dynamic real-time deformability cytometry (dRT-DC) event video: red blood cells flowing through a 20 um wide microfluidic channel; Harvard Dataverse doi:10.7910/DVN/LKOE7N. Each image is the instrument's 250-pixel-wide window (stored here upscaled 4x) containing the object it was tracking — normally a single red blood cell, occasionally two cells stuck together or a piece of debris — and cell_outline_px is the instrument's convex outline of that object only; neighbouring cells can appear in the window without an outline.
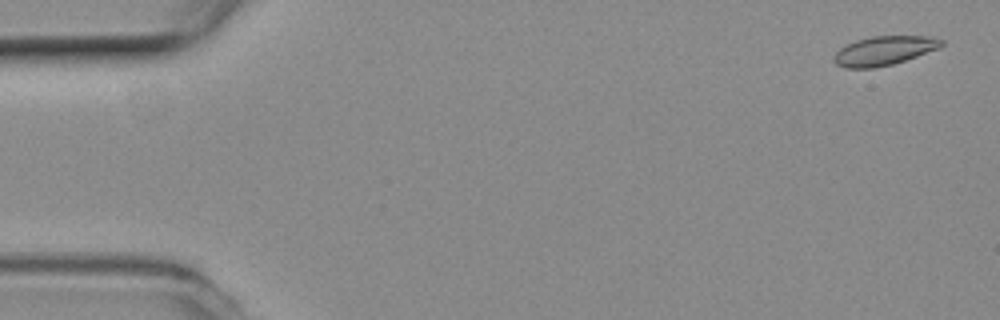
{"species": "common noctule bat (a hibernating species)", "species_latin": "Nyctalus noctula", "temperature_condition": "room temperature", "stored_images_in_passage": 54, "camera_frame_rate_fps": 3000, "um_per_image_px": 0.085, "animal": {"sex": "female", "body_mass_g": 19.3, "forearm_length_mm": 54.1}, "frame": {"image": 1, "passage_image": 2, "time_ms": 0.333, "image_size_px": [1000, 320], "cell_outline_px": [[944, 44], [940, 48], [892, 64], [872, 68], [848, 68], [836, 64], [832, 60], [832, 56], [844, 44], [856, 40], [872, 36], [928, 36], [944, 40]], "centroid_in_image_um": [75.12, 4.3], "position_along_channel_um": 9.9, "area_um2": 18.26}}
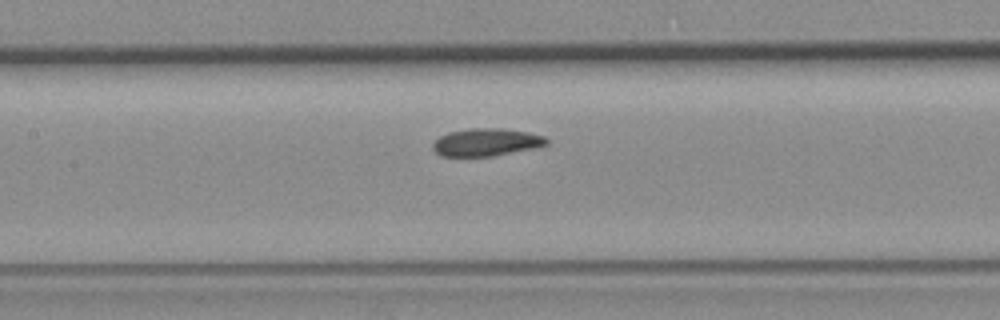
{"frame": {"image": 2, "passage_image": 25, "time_ms": 8.0, "image_size_px": [1000, 320], "cell_outline_px": [[548, 144], [532, 148], [492, 156], [440, 156], [432, 148], [432, 144], [440, 136], [448, 132], [468, 128], [504, 128], [528, 132], [544, 136], [548, 140]], "centroid_in_image_um": [41.31, 12.08], "position_along_channel_um": 166.1, "area_um2": 18.26}}
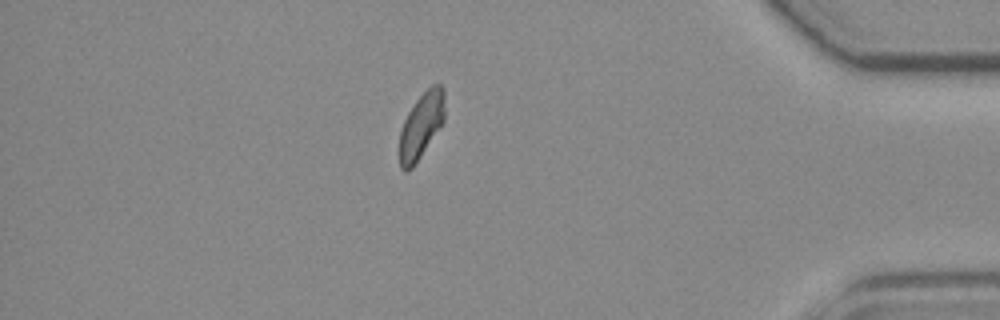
{"frame": {"image": 3, "passage_image": 47, "time_ms": 15.333, "image_size_px": [1000, 320], "cell_outline_px": [[444, 120], [412, 168], [408, 172], [404, 172], [400, 168], [400, 132], [404, 120], [408, 112], [416, 100], [432, 84], [440, 84], [444, 88]], "centroid_in_image_um": [35.8, 10.66], "position_along_channel_um": 399.4, "area_um2": 16.99}, "authors_computed_cell_mechanics": {"area_um2": 18.2648, "velocity_mm_per_s": 3.756, "shape_relaxation_time_tau1_ms": null, "shape_relaxation_time_tau2_ms": 3.4303, "deformation_change_tau1": null, "deformation_change_tau2": 0.0607}}